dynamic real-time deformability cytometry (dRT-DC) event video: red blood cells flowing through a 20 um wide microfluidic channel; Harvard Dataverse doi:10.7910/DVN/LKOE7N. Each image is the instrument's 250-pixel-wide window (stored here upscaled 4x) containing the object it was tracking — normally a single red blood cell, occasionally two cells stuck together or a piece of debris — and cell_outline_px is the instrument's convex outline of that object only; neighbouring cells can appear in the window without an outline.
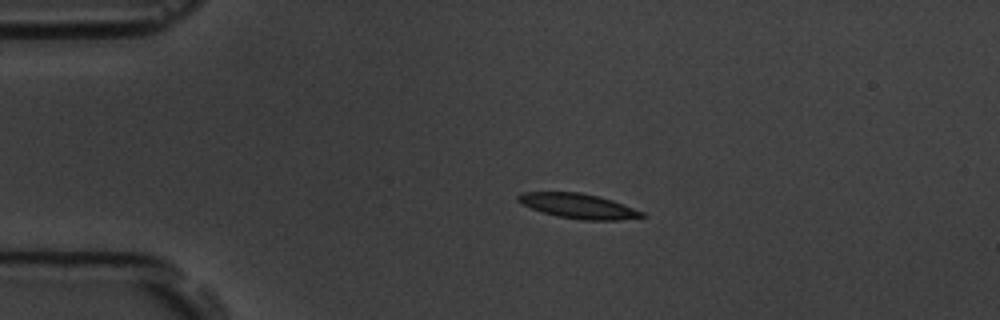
{"species": "common noctule bat (a hibernating species)", "species_latin": "Nyctalus noctula", "temperature_condition": "room temperature", "stored_images_in_passage": 2, "camera_frame_rate_fps": 3000, "um_per_image_px": 0.085, "animal": {"sex": "male", "body_mass_g": 19.5, "forearm_length_mm": 54.6}, "frame": {"image": 1, "passage_image": 1, "time_ms": 0.0, "image_size_px": [1000, 320], "cell_outline_px": [[648, 216], [620, 220], [584, 220], [556, 216], [532, 208], [516, 200], [516, 196], [520, 192], [580, 192], [600, 196], [612, 200], [644, 212]], "centroid_in_image_um": [49.18, 17.5], "position_along_channel_um": 35.8, "area_um2": 17.92}}